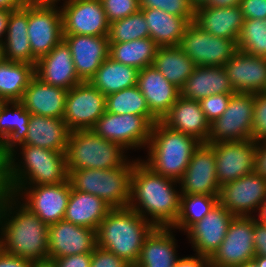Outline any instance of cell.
<instances>
[{
	"mask_svg": "<svg viewBox=\"0 0 266 267\" xmlns=\"http://www.w3.org/2000/svg\"><path fill=\"white\" fill-rule=\"evenodd\" d=\"M49 225L11 194L0 200V249L30 261L49 258Z\"/></svg>",
	"mask_w": 266,
	"mask_h": 267,
	"instance_id": "1",
	"label": "cell"
},
{
	"mask_svg": "<svg viewBox=\"0 0 266 267\" xmlns=\"http://www.w3.org/2000/svg\"><path fill=\"white\" fill-rule=\"evenodd\" d=\"M179 182L154 172L142 159H138L131 177L129 207L154 227L172 228L179 215ZM177 189V190H176Z\"/></svg>",
	"mask_w": 266,
	"mask_h": 267,
	"instance_id": "2",
	"label": "cell"
},
{
	"mask_svg": "<svg viewBox=\"0 0 266 267\" xmlns=\"http://www.w3.org/2000/svg\"><path fill=\"white\" fill-rule=\"evenodd\" d=\"M68 176L65 153L18 145L5 156V181L8 193L13 196L25 186L63 183Z\"/></svg>",
	"mask_w": 266,
	"mask_h": 267,
	"instance_id": "3",
	"label": "cell"
},
{
	"mask_svg": "<svg viewBox=\"0 0 266 267\" xmlns=\"http://www.w3.org/2000/svg\"><path fill=\"white\" fill-rule=\"evenodd\" d=\"M154 228L129 206L111 208L96 231L97 246L134 267L144 240Z\"/></svg>",
	"mask_w": 266,
	"mask_h": 267,
	"instance_id": "4",
	"label": "cell"
},
{
	"mask_svg": "<svg viewBox=\"0 0 266 267\" xmlns=\"http://www.w3.org/2000/svg\"><path fill=\"white\" fill-rule=\"evenodd\" d=\"M200 142L192 136L169 128L161 120L152 127L147 145V160L154 172L179 182Z\"/></svg>",
	"mask_w": 266,
	"mask_h": 267,
	"instance_id": "5",
	"label": "cell"
},
{
	"mask_svg": "<svg viewBox=\"0 0 266 267\" xmlns=\"http://www.w3.org/2000/svg\"><path fill=\"white\" fill-rule=\"evenodd\" d=\"M137 159H128L111 169H80L69 173L73 189L101 198L111 208L127 207L131 196V177Z\"/></svg>",
	"mask_w": 266,
	"mask_h": 267,
	"instance_id": "6",
	"label": "cell"
},
{
	"mask_svg": "<svg viewBox=\"0 0 266 267\" xmlns=\"http://www.w3.org/2000/svg\"><path fill=\"white\" fill-rule=\"evenodd\" d=\"M125 151L119 143L105 140L91 129L71 131L65 151L68 174L80 169L120 167L130 158Z\"/></svg>",
	"mask_w": 266,
	"mask_h": 267,
	"instance_id": "7",
	"label": "cell"
},
{
	"mask_svg": "<svg viewBox=\"0 0 266 267\" xmlns=\"http://www.w3.org/2000/svg\"><path fill=\"white\" fill-rule=\"evenodd\" d=\"M255 94L234 93L224 113L210 123L207 144L252 139Z\"/></svg>",
	"mask_w": 266,
	"mask_h": 267,
	"instance_id": "8",
	"label": "cell"
},
{
	"mask_svg": "<svg viewBox=\"0 0 266 267\" xmlns=\"http://www.w3.org/2000/svg\"><path fill=\"white\" fill-rule=\"evenodd\" d=\"M153 124L141 115L106 112L91 129L108 141L119 143L125 150L145 149L151 137Z\"/></svg>",
	"mask_w": 266,
	"mask_h": 267,
	"instance_id": "9",
	"label": "cell"
},
{
	"mask_svg": "<svg viewBox=\"0 0 266 267\" xmlns=\"http://www.w3.org/2000/svg\"><path fill=\"white\" fill-rule=\"evenodd\" d=\"M179 47L196 66H224L238 50L234 40L206 33L194 22L186 27Z\"/></svg>",
	"mask_w": 266,
	"mask_h": 267,
	"instance_id": "10",
	"label": "cell"
},
{
	"mask_svg": "<svg viewBox=\"0 0 266 267\" xmlns=\"http://www.w3.org/2000/svg\"><path fill=\"white\" fill-rule=\"evenodd\" d=\"M28 38L38 60L63 41L61 8L58 5L28 4Z\"/></svg>",
	"mask_w": 266,
	"mask_h": 267,
	"instance_id": "11",
	"label": "cell"
},
{
	"mask_svg": "<svg viewBox=\"0 0 266 267\" xmlns=\"http://www.w3.org/2000/svg\"><path fill=\"white\" fill-rule=\"evenodd\" d=\"M106 111V96L83 81L67 91L63 121L71 131L92 129Z\"/></svg>",
	"mask_w": 266,
	"mask_h": 267,
	"instance_id": "12",
	"label": "cell"
},
{
	"mask_svg": "<svg viewBox=\"0 0 266 267\" xmlns=\"http://www.w3.org/2000/svg\"><path fill=\"white\" fill-rule=\"evenodd\" d=\"M71 183L25 186L15 197L44 223L51 225L64 220Z\"/></svg>",
	"mask_w": 266,
	"mask_h": 267,
	"instance_id": "13",
	"label": "cell"
},
{
	"mask_svg": "<svg viewBox=\"0 0 266 267\" xmlns=\"http://www.w3.org/2000/svg\"><path fill=\"white\" fill-rule=\"evenodd\" d=\"M254 257L253 216H234L224 240L208 260L211 267H236Z\"/></svg>",
	"mask_w": 266,
	"mask_h": 267,
	"instance_id": "14",
	"label": "cell"
},
{
	"mask_svg": "<svg viewBox=\"0 0 266 267\" xmlns=\"http://www.w3.org/2000/svg\"><path fill=\"white\" fill-rule=\"evenodd\" d=\"M265 201L266 178L256 171L220 187L219 203L234 216L252 217Z\"/></svg>",
	"mask_w": 266,
	"mask_h": 267,
	"instance_id": "15",
	"label": "cell"
},
{
	"mask_svg": "<svg viewBox=\"0 0 266 267\" xmlns=\"http://www.w3.org/2000/svg\"><path fill=\"white\" fill-rule=\"evenodd\" d=\"M63 35L108 36L110 23L101 0H64Z\"/></svg>",
	"mask_w": 266,
	"mask_h": 267,
	"instance_id": "16",
	"label": "cell"
},
{
	"mask_svg": "<svg viewBox=\"0 0 266 267\" xmlns=\"http://www.w3.org/2000/svg\"><path fill=\"white\" fill-rule=\"evenodd\" d=\"M214 148L217 181L220 187L255 171L257 142L252 139L239 142H217Z\"/></svg>",
	"mask_w": 266,
	"mask_h": 267,
	"instance_id": "17",
	"label": "cell"
},
{
	"mask_svg": "<svg viewBox=\"0 0 266 267\" xmlns=\"http://www.w3.org/2000/svg\"><path fill=\"white\" fill-rule=\"evenodd\" d=\"M181 194L219 196L214 148L200 144L179 181Z\"/></svg>",
	"mask_w": 266,
	"mask_h": 267,
	"instance_id": "18",
	"label": "cell"
},
{
	"mask_svg": "<svg viewBox=\"0 0 266 267\" xmlns=\"http://www.w3.org/2000/svg\"><path fill=\"white\" fill-rule=\"evenodd\" d=\"M233 217L218 202L203 219L193 224L185 233L195 254L209 259L224 240Z\"/></svg>",
	"mask_w": 266,
	"mask_h": 267,
	"instance_id": "19",
	"label": "cell"
},
{
	"mask_svg": "<svg viewBox=\"0 0 266 267\" xmlns=\"http://www.w3.org/2000/svg\"><path fill=\"white\" fill-rule=\"evenodd\" d=\"M97 246L96 231L66 220L49 225V258L92 253Z\"/></svg>",
	"mask_w": 266,
	"mask_h": 267,
	"instance_id": "20",
	"label": "cell"
},
{
	"mask_svg": "<svg viewBox=\"0 0 266 267\" xmlns=\"http://www.w3.org/2000/svg\"><path fill=\"white\" fill-rule=\"evenodd\" d=\"M63 41L70 49L75 70L82 81H89L109 57L108 36L64 35Z\"/></svg>",
	"mask_w": 266,
	"mask_h": 267,
	"instance_id": "21",
	"label": "cell"
},
{
	"mask_svg": "<svg viewBox=\"0 0 266 267\" xmlns=\"http://www.w3.org/2000/svg\"><path fill=\"white\" fill-rule=\"evenodd\" d=\"M236 93H261L266 89V57L237 50L223 66Z\"/></svg>",
	"mask_w": 266,
	"mask_h": 267,
	"instance_id": "22",
	"label": "cell"
},
{
	"mask_svg": "<svg viewBox=\"0 0 266 267\" xmlns=\"http://www.w3.org/2000/svg\"><path fill=\"white\" fill-rule=\"evenodd\" d=\"M35 76L46 84L65 90L83 82L78 77L70 49L64 41L37 60Z\"/></svg>",
	"mask_w": 266,
	"mask_h": 267,
	"instance_id": "23",
	"label": "cell"
},
{
	"mask_svg": "<svg viewBox=\"0 0 266 267\" xmlns=\"http://www.w3.org/2000/svg\"><path fill=\"white\" fill-rule=\"evenodd\" d=\"M137 86L146 99L149 111L158 120H162L180 96V90L154 65L139 70Z\"/></svg>",
	"mask_w": 266,
	"mask_h": 267,
	"instance_id": "24",
	"label": "cell"
},
{
	"mask_svg": "<svg viewBox=\"0 0 266 267\" xmlns=\"http://www.w3.org/2000/svg\"><path fill=\"white\" fill-rule=\"evenodd\" d=\"M161 121L169 128L192 136L201 144H207L210 123L206 120L199 101L179 96Z\"/></svg>",
	"mask_w": 266,
	"mask_h": 267,
	"instance_id": "25",
	"label": "cell"
},
{
	"mask_svg": "<svg viewBox=\"0 0 266 267\" xmlns=\"http://www.w3.org/2000/svg\"><path fill=\"white\" fill-rule=\"evenodd\" d=\"M193 22L206 33L237 43L245 17L240 5L224 8L204 5L195 9Z\"/></svg>",
	"mask_w": 266,
	"mask_h": 267,
	"instance_id": "26",
	"label": "cell"
},
{
	"mask_svg": "<svg viewBox=\"0 0 266 267\" xmlns=\"http://www.w3.org/2000/svg\"><path fill=\"white\" fill-rule=\"evenodd\" d=\"M67 91L34 76L19 102L30 114L62 119Z\"/></svg>",
	"mask_w": 266,
	"mask_h": 267,
	"instance_id": "27",
	"label": "cell"
},
{
	"mask_svg": "<svg viewBox=\"0 0 266 267\" xmlns=\"http://www.w3.org/2000/svg\"><path fill=\"white\" fill-rule=\"evenodd\" d=\"M236 93L223 66H196L182 88L180 96L200 101L213 94Z\"/></svg>",
	"mask_w": 266,
	"mask_h": 267,
	"instance_id": "28",
	"label": "cell"
},
{
	"mask_svg": "<svg viewBox=\"0 0 266 267\" xmlns=\"http://www.w3.org/2000/svg\"><path fill=\"white\" fill-rule=\"evenodd\" d=\"M71 130L63 119L31 114L25 140L19 145H31L65 153Z\"/></svg>",
	"mask_w": 266,
	"mask_h": 267,
	"instance_id": "29",
	"label": "cell"
},
{
	"mask_svg": "<svg viewBox=\"0 0 266 267\" xmlns=\"http://www.w3.org/2000/svg\"><path fill=\"white\" fill-rule=\"evenodd\" d=\"M28 4L11 12L4 41L1 45L4 59L36 65L28 38Z\"/></svg>",
	"mask_w": 266,
	"mask_h": 267,
	"instance_id": "30",
	"label": "cell"
},
{
	"mask_svg": "<svg viewBox=\"0 0 266 267\" xmlns=\"http://www.w3.org/2000/svg\"><path fill=\"white\" fill-rule=\"evenodd\" d=\"M172 230L155 227L144 240L134 267H173L180 256H177V239Z\"/></svg>",
	"mask_w": 266,
	"mask_h": 267,
	"instance_id": "31",
	"label": "cell"
},
{
	"mask_svg": "<svg viewBox=\"0 0 266 267\" xmlns=\"http://www.w3.org/2000/svg\"><path fill=\"white\" fill-rule=\"evenodd\" d=\"M110 209L98 196L71 188L64 220L97 231Z\"/></svg>",
	"mask_w": 266,
	"mask_h": 267,
	"instance_id": "32",
	"label": "cell"
},
{
	"mask_svg": "<svg viewBox=\"0 0 266 267\" xmlns=\"http://www.w3.org/2000/svg\"><path fill=\"white\" fill-rule=\"evenodd\" d=\"M30 116L19 101L0 102V139L4 156L25 140Z\"/></svg>",
	"mask_w": 266,
	"mask_h": 267,
	"instance_id": "33",
	"label": "cell"
},
{
	"mask_svg": "<svg viewBox=\"0 0 266 267\" xmlns=\"http://www.w3.org/2000/svg\"><path fill=\"white\" fill-rule=\"evenodd\" d=\"M141 10L147 22L150 38L158 47L179 46L184 31L190 23L185 17L156 8Z\"/></svg>",
	"mask_w": 266,
	"mask_h": 267,
	"instance_id": "34",
	"label": "cell"
},
{
	"mask_svg": "<svg viewBox=\"0 0 266 267\" xmlns=\"http://www.w3.org/2000/svg\"><path fill=\"white\" fill-rule=\"evenodd\" d=\"M138 73L137 68L116 62L108 57L88 82L103 95L108 96L122 89L136 86Z\"/></svg>",
	"mask_w": 266,
	"mask_h": 267,
	"instance_id": "35",
	"label": "cell"
},
{
	"mask_svg": "<svg viewBox=\"0 0 266 267\" xmlns=\"http://www.w3.org/2000/svg\"><path fill=\"white\" fill-rule=\"evenodd\" d=\"M153 65L179 90L196 67L179 46L158 47Z\"/></svg>",
	"mask_w": 266,
	"mask_h": 267,
	"instance_id": "36",
	"label": "cell"
},
{
	"mask_svg": "<svg viewBox=\"0 0 266 267\" xmlns=\"http://www.w3.org/2000/svg\"><path fill=\"white\" fill-rule=\"evenodd\" d=\"M34 76V64L3 60L0 63V102L20 101Z\"/></svg>",
	"mask_w": 266,
	"mask_h": 267,
	"instance_id": "37",
	"label": "cell"
},
{
	"mask_svg": "<svg viewBox=\"0 0 266 267\" xmlns=\"http://www.w3.org/2000/svg\"><path fill=\"white\" fill-rule=\"evenodd\" d=\"M158 46L150 37L110 43L109 57L114 61L141 70L154 63Z\"/></svg>",
	"mask_w": 266,
	"mask_h": 267,
	"instance_id": "38",
	"label": "cell"
},
{
	"mask_svg": "<svg viewBox=\"0 0 266 267\" xmlns=\"http://www.w3.org/2000/svg\"><path fill=\"white\" fill-rule=\"evenodd\" d=\"M106 112L145 116L153 125L158 121L137 85L106 96Z\"/></svg>",
	"mask_w": 266,
	"mask_h": 267,
	"instance_id": "39",
	"label": "cell"
},
{
	"mask_svg": "<svg viewBox=\"0 0 266 267\" xmlns=\"http://www.w3.org/2000/svg\"><path fill=\"white\" fill-rule=\"evenodd\" d=\"M219 202V196L181 194L179 215L172 229L184 233L205 217Z\"/></svg>",
	"mask_w": 266,
	"mask_h": 267,
	"instance_id": "40",
	"label": "cell"
},
{
	"mask_svg": "<svg viewBox=\"0 0 266 267\" xmlns=\"http://www.w3.org/2000/svg\"><path fill=\"white\" fill-rule=\"evenodd\" d=\"M150 37L142 10L110 23L109 43H121Z\"/></svg>",
	"mask_w": 266,
	"mask_h": 267,
	"instance_id": "41",
	"label": "cell"
},
{
	"mask_svg": "<svg viewBox=\"0 0 266 267\" xmlns=\"http://www.w3.org/2000/svg\"><path fill=\"white\" fill-rule=\"evenodd\" d=\"M237 48L253 56L266 57V18L245 19Z\"/></svg>",
	"mask_w": 266,
	"mask_h": 267,
	"instance_id": "42",
	"label": "cell"
},
{
	"mask_svg": "<svg viewBox=\"0 0 266 267\" xmlns=\"http://www.w3.org/2000/svg\"><path fill=\"white\" fill-rule=\"evenodd\" d=\"M141 9H160L169 14L185 17L189 22H193L195 8L190 0H139Z\"/></svg>",
	"mask_w": 266,
	"mask_h": 267,
	"instance_id": "43",
	"label": "cell"
},
{
	"mask_svg": "<svg viewBox=\"0 0 266 267\" xmlns=\"http://www.w3.org/2000/svg\"><path fill=\"white\" fill-rule=\"evenodd\" d=\"M109 23L123 19L139 11V0H101Z\"/></svg>",
	"mask_w": 266,
	"mask_h": 267,
	"instance_id": "44",
	"label": "cell"
},
{
	"mask_svg": "<svg viewBox=\"0 0 266 267\" xmlns=\"http://www.w3.org/2000/svg\"><path fill=\"white\" fill-rule=\"evenodd\" d=\"M252 140H266V93H256L254 101Z\"/></svg>",
	"mask_w": 266,
	"mask_h": 267,
	"instance_id": "45",
	"label": "cell"
},
{
	"mask_svg": "<svg viewBox=\"0 0 266 267\" xmlns=\"http://www.w3.org/2000/svg\"><path fill=\"white\" fill-rule=\"evenodd\" d=\"M232 94H213L200 100V106L209 123L218 119L227 109Z\"/></svg>",
	"mask_w": 266,
	"mask_h": 267,
	"instance_id": "46",
	"label": "cell"
},
{
	"mask_svg": "<svg viewBox=\"0 0 266 267\" xmlns=\"http://www.w3.org/2000/svg\"><path fill=\"white\" fill-rule=\"evenodd\" d=\"M90 267H132L124 259L98 246L92 252Z\"/></svg>",
	"mask_w": 266,
	"mask_h": 267,
	"instance_id": "47",
	"label": "cell"
},
{
	"mask_svg": "<svg viewBox=\"0 0 266 267\" xmlns=\"http://www.w3.org/2000/svg\"><path fill=\"white\" fill-rule=\"evenodd\" d=\"M240 6L245 19L266 18V0H241Z\"/></svg>",
	"mask_w": 266,
	"mask_h": 267,
	"instance_id": "48",
	"label": "cell"
},
{
	"mask_svg": "<svg viewBox=\"0 0 266 267\" xmlns=\"http://www.w3.org/2000/svg\"><path fill=\"white\" fill-rule=\"evenodd\" d=\"M253 243L255 256L266 257V222H257L253 219Z\"/></svg>",
	"mask_w": 266,
	"mask_h": 267,
	"instance_id": "49",
	"label": "cell"
},
{
	"mask_svg": "<svg viewBox=\"0 0 266 267\" xmlns=\"http://www.w3.org/2000/svg\"><path fill=\"white\" fill-rule=\"evenodd\" d=\"M91 258L92 253H82L54 259L57 267H90Z\"/></svg>",
	"mask_w": 266,
	"mask_h": 267,
	"instance_id": "50",
	"label": "cell"
},
{
	"mask_svg": "<svg viewBox=\"0 0 266 267\" xmlns=\"http://www.w3.org/2000/svg\"><path fill=\"white\" fill-rule=\"evenodd\" d=\"M255 171L266 178V140L257 142Z\"/></svg>",
	"mask_w": 266,
	"mask_h": 267,
	"instance_id": "51",
	"label": "cell"
},
{
	"mask_svg": "<svg viewBox=\"0 0 266 267\" xmlns=\"http://www.w3.org/2000/svg\"><path fill=\"white\" fill-rule=\"evenodd\" d=\"M209 260L205 256L195 254L194 256L180 257L173 267H208Z\"/></svg>",
	"mask_w": 266,
	"mask_h": 267,
	"instance_id": "52",
	"label": "cell"
},
{
	"mask_svg": "<svg viewBox=\"0 0 266 267\" xmlns=\"http://www.w3.org/2000/svg\"><path fill=\"white\" fill-rule=\"evenodd\" d=\"M31 261L5 253L0 249V267H30Z\"/></svg>",
	"mask_w": 266,
	"mask_h": 267,
	"instance_id": "53",
	"label": "cell"
},
{
	"mask_svg": "<svg viewBox=\"0 0 266 267\" xmlns=\"http://www.w3.org/2000/svg\"><path fill=\"white\" fill-rule=\"evenodd\" d=\"M12 11L0 9V46L2 45L7 31L8 20Z\"/></svg>",
	"mask_w": 266,
	"mask_h": 267,
	"instance_id": "54",
	"label": "cell"
},
{
	"mask_svg": "<svg viewBox=\"0 0 266 267\" xmlns=\"http://www.w3.org/2000/svg\"><path fill=\"white\" fill-rule=\"evenodd\" d=\"M8 194L5 181V156L0 153V200Z\"/></svg>",
	"mask_w": 266,
	"mask_h": 267,
	"instance_id": "55",
	"label": "cell"
},
{
	"mask_svg": "<svg viewBox=\"0 0 266 267\" xmlns=\"http://www.w3.org/2000/svg\"><path fill=\"white\" fill-rule=\"evenodd\" d=\"M241 0H209L205 6L208 7H231V6H239Z\"/></svg>",
	"mask_w": 266,
	"mask_h": 267,
	"instance_id": "56",
	"label": "cell"
},
{
	"mask_svg": "<svg viewBox=\"0 0 266 267\" xmlns=\"http://www.w3.org/2000/svg\"><path fill=\"white\" fill-rule=\"evenodd\" d=\"M24 5L22 0H0V9L14 11Z\"/></svg>",
	"mask_w": 266,
	"mask_h": 267,
	"instance_id": "57",
	"label": "cell"
},
{
	"mask_svg": "<svg viewBox=\"0 0 266 267\" xmlns=\"http://www.w3.org/2000/svg\"><path fill=\"white\" fill-rule=\"evenodd\" d=\"M30 267H57L55 259L46 258L42 260L31 261Z\"/></svg>",
	"mask_w": 266,
	"mask_h": 267,
	"instance_id": "58",
	"label": "cell"
},
{
	"mask_svg": "<svg viewBox=\"0 0 266 267\" xmlns=\"http://www.w3.org/2000/svg\"><path fill=\"white\" fill-rule=\"evenodd\" d=\"M255 213H257V215H256V217H255V215H253L254 221H257V222H266V201L263 202V203H261L257 207Z\"/></svg>",
	"mask_w": 266,
	"mask_h": 267,
	"instance_id": "59",
	"label": "cell"
},
{
	"mask_svg": "<svg viewBox=\"0 0 266 267\" xmlns=\"http://www.w3.org/2000/svg\"><path fill=\"white\" fill-rule=\"evenodd\" d=\"M22 1L24 4L58 5V3L61 0H22Z\"/></svg>",
	"mask_w": 266,
	"mask_h": 267,
	"instance_id": "60",
	"label": "cell"
},
{
	"mask_svg": "<svg viewBox=\"0 0 266 267\" xmlns=\"http://www.w3.org/2000/svg\"><path fill=\"white\" fill-rule=\"evenodd\" d=\"M253 259L256 261L258 267H266V257L255 256Z\"/></svg>",
	"mask_w": 266,
	"mask_h": 267,
	"instance_id": "61",
	"label": "cell"
},
{
	"mask_svg": "<svg viewBox=\"0 0 266 267\" xmlns=\"http://www.w3.org/2000/svg\"><path fill=\"white\" fill-rule=\"evenodd\" d=\"M192 6L197 9L198 7H202L208 3L209 0H190Z\"/></svg>",
	"mask_w": 266,
	"mask_h": 267,
	"instance_id": "62",
	"label": "cell"
},
{
	"mask_svg": "<svg viewBox=\"0 0 266 267\" xmlns=\"http://www.w3.org/2000/svg\"><path fill=\"white\" fill-rule=\"evenodd\" d=\"M236 267H258V265L256 261L252 259Z\"/></svg>",
	"mask_w": 266,
	"mask_h": 267,
	"instance_id": "63",
	"label": "cell"
},
{
	"mask_svg": "<svg viewBox=\"0 0 266 267\" xmlns=\"http://www.w3.org/2000/svg\"><path fill=\"white\" fill-rule=\"evenodd\" d=\"M5 60L4 59V54H3V51H2V47L0 46V63Z\"/></svg>",
	"mask_w": 266,
	"mask_h": 267,
	"instance_id": "64",
	"label": "cell"
},
{
	"mask_svg": "<svg viewBox=\"0 0 266 267\" xmlns=\"http://www.w3.org/2000/svg\"><path fill=\"white\" fill-rule=\"evenodd\" d=\"M0 153H2V140L0 139Z\"/></svg>",
	"mask_w": 266,
	"mask_h": 267,
	"instance_id": "65",
	"label": "cell"
}]
</instances>
